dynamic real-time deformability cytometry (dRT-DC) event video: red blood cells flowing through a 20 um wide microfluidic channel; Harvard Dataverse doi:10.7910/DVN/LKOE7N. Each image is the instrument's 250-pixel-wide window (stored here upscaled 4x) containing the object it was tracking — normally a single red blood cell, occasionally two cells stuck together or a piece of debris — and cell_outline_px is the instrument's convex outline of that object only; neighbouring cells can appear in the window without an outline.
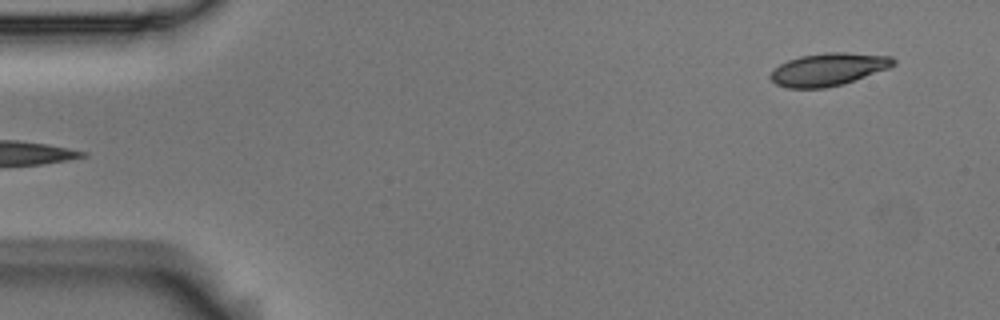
{"species": "Egyptian fruit bat (a non-hibernating species)", "species_latin": "Rousettus aegyptiacus", "temperature_condition": "room temperature", "stored_images_in_passage": 4, "camera_frame_rate_fps": 3000, "um_per_image_px": 0.085, "animal": {"sex": "male"}, "frame": {"image": 1, "passage_image": 4, "time_ms": 1.0, "image_size_px": [1000, 320], "cell_outline_px": [[896, 64], [888, 68], [844, 84], [824, 88], [788, 88], [776, 84], [768, 76], [780, 64], [788, 60], [800, 56], [824, 52], [844, 52], [892, 56], [896, 60]], "centroid_in_image_um": [70.42, 5.89], "position_along_channel_um": 14.6, "area_um2": 23.41}}